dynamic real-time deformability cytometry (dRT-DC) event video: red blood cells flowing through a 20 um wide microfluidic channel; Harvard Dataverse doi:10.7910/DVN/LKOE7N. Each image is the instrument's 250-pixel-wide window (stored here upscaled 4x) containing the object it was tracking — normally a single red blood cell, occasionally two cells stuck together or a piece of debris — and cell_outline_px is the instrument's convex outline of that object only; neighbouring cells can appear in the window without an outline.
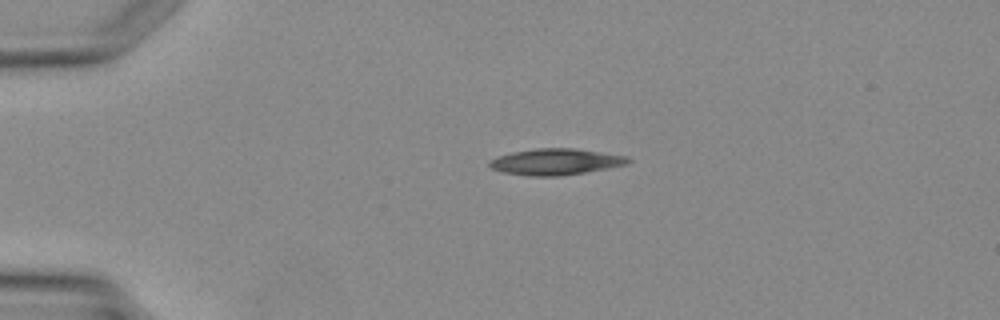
{"species": "Egyptian fruit bat (a non-hibernating species)", "species_latin": "Rousettus aegyptiacus", "temperature_condition": "warm", "stored_images_in_passage": 2, "camera_frame_rate_fps": 3000, "um_per_image_px": 0.085, "animal": {"sex": "female"}, "frame": {"image": 1, "passage_image": 1, "time_ms": 0.0, "image_size_px": [1000, 320], "cell_outline_px": [[632, 160], [628, 164], [584, 172], [556, 176], [532, 176], [504, 172], [492, 168], [488, 164], [488, 160], [512, 152], [536, 148], [576, 148], [628, 156]], "centroid_in_image_um": [47.26, 13.74], "position_along_channel_um": 37.7, "area_um2": 21.04}}